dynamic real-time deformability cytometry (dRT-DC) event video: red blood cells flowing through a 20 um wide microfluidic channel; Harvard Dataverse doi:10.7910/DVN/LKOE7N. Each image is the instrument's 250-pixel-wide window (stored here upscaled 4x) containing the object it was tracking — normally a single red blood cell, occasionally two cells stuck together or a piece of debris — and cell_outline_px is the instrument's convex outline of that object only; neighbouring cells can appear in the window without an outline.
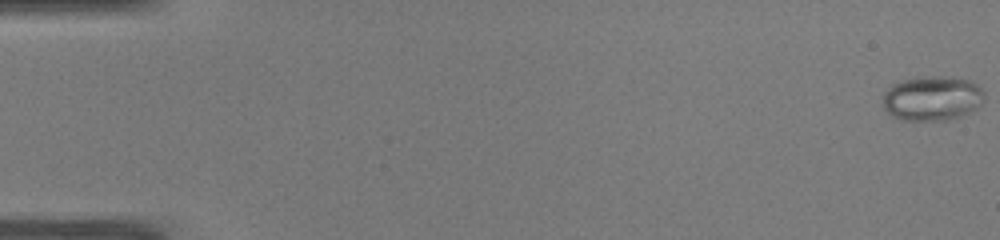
{"species": "common noctule bat (a hibernating species)", "species_latin": "Nyctalus noctula", "temperature_condition": "warm", "stored_images_in_passage": 17, "camera_frame_rate_fps": 3000, "um_per_image_px": 0.085, "animal": {"sex": "male", "body_mass_g": 19.0, "forearm_length_mm": 50.8}, "frame": {"image": 1, "passage_image": 1, "time_ms": 0.0, "image_size_px": [1000, 240], "cell_outline_px": [[984, 100], [976, 108], [960, 116], [948, 120], [900, 120], [892, 116], [884, 108], [884, 92], [892, 84], [900, 80], [924, 76], [952, 76], [968, 80], [976, 84], [984, 92]], "centroid_in_image_um": [79.23, 8.34], "position_along_channel_um": 5.8, "area_um2": 26.53}}